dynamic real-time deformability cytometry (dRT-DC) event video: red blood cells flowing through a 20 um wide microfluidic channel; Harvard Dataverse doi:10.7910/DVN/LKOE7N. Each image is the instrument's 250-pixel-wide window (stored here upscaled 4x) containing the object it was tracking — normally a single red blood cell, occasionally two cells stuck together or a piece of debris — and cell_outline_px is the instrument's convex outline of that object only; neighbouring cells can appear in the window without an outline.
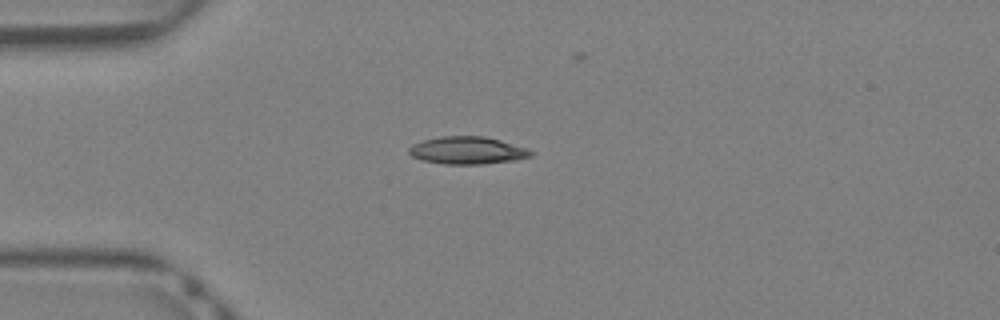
{"species": "Egyptian fruit bat (a non-hibernating species)", "species_latin": "Rousettus aegyptiacus", "temperature_condition": "warm", "stored_images_in_passage": 25, "camera_frame_rate_fps": 3000, "um_per_image_px": 0.085, "animal": {"sex": "female"}, "frame": {"image": 1, "passage_image": 1, "time_ms": 0.0, "image_size_px": [1000, 320], "cell_outline_px": [[536, 152], [532, 156], [512, 160], [480, 164], [444, 164], [424, 160], [412, 156], [408, 152], [408, 148], [412, 144], [424, 140], [440, 136], [484, 136], [500, 140], [528, 148]], "centroid_in_image_um": [39.74, 12.77], "position_along_channel_um": 45.3, "area_um2": 19.48}}
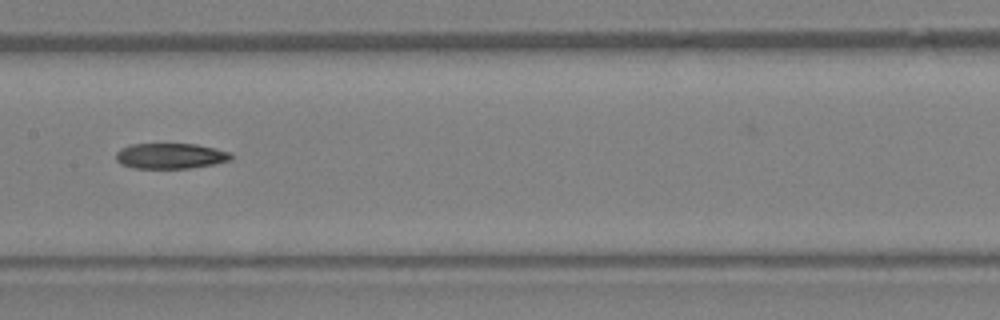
{"frame": {"image": 2, "passage_image": 11, "time_ms": 3.333, "image_size_px": [1000, 320], "cell_outline_px": [[232, 160], [212, 164], [188, 168], [132, 168], [120, 164], [116, 160], [116, 152], [120, 148], [132, 144], [196, 144], [216, 148], [228, 152], [232, 156]], "centroid_in_image_um": [14.45, 13.25], "position_along_channel_um": 192.9, "area_um2": 17.11}}
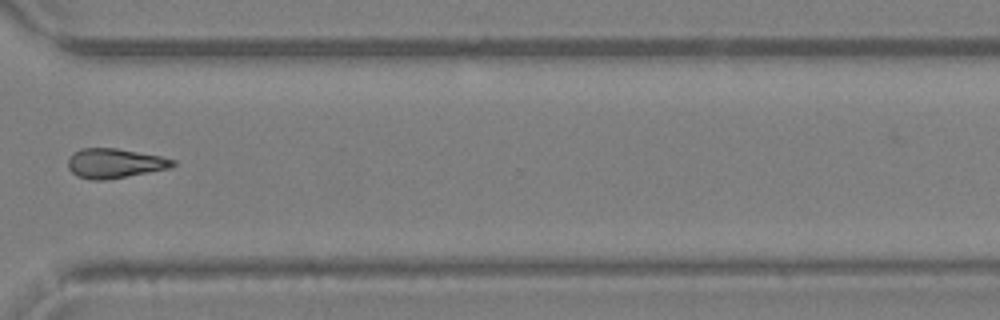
{"frame": {"image": 3, "passage_image": 21, "time_ms": 6.667, "image_size_px": [1000, 320], "cell_outline_px": [[176, 164], [168, 168], [104, 180], [92, 180], [76, 176], [68, 168], [68, 160], [72, 152], [80, 148], [116, 148], [160, 156], [176, 160]], "centroid_in_image_um": [9.7, 13.87], "position_along_channel_um": 360.9, "area_um2": 17.92}}